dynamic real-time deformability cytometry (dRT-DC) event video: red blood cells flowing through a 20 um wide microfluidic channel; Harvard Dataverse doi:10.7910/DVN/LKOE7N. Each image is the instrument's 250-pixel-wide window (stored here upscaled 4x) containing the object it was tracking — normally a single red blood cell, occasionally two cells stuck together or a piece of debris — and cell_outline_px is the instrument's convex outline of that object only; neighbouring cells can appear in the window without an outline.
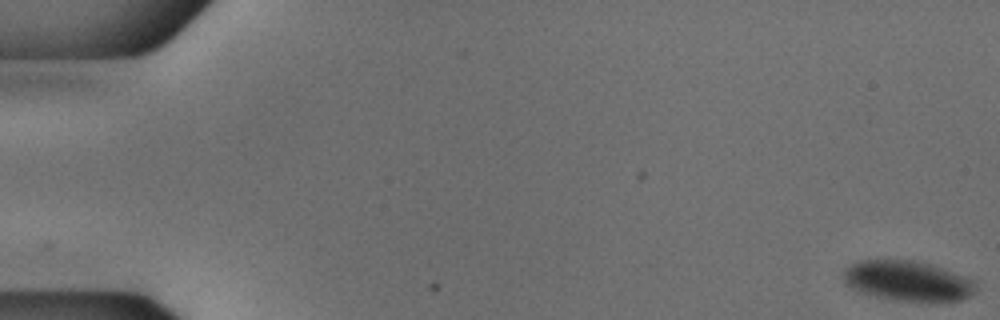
{"species": "common noctule bat (a hibernating species)", "species_latin": "Nyctalus noctula", "temperature_condition": "cold", "stored_images_in_passage": 55, "camera_frame_rate_fps": 3000, "um_per_image_px": 0.085, "animal": {"sex": "male", "body_mass_g": 18.8}, "frame": {"image": 1, "passage_image": 1, "time_ms": 0.0, "image_size_px": [1000, 320], "cell_outline_px": [[972, 292], [968, 296], [960, 300], [940, 304], [900, 300], [876, 296], [860, 292], [844, 284], [844, 268], [860, 260], [912, 260], [928, 264], [952, 272], [972, 280]], "centroid_in_image_um": [77.1, 23.9], "position_along_channel_um": 7.9, "area_um2": 30.75}}
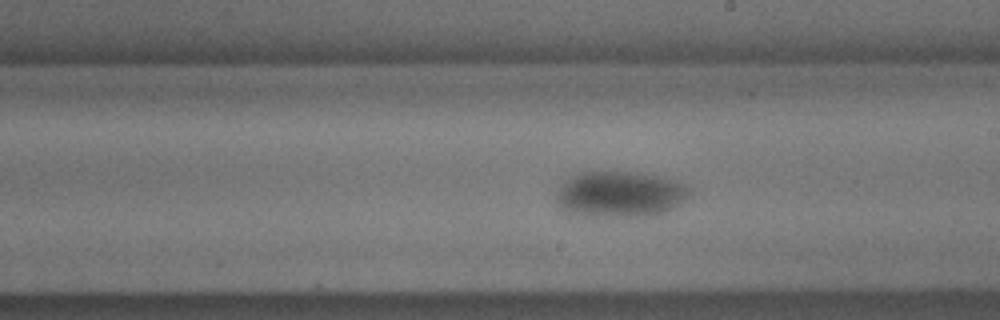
{"frame": {"image": 2, "passage_image": 32, "time_ms": 10.333, "image_size_px": [1000, 320], "cell_outline_px": [[692, 192], [684, 200], [664, 212], [648, 216], [584, 216], [560, 208], [556, 204], [556, 196], [560, 184], [564, 180], [580, 172], [636, 172], [660, 176], [684, 184]], "centroid_in_image_um": [52.66, 16.5], "position_along_channel_um": 236.3, "area_um2": 35.49}}
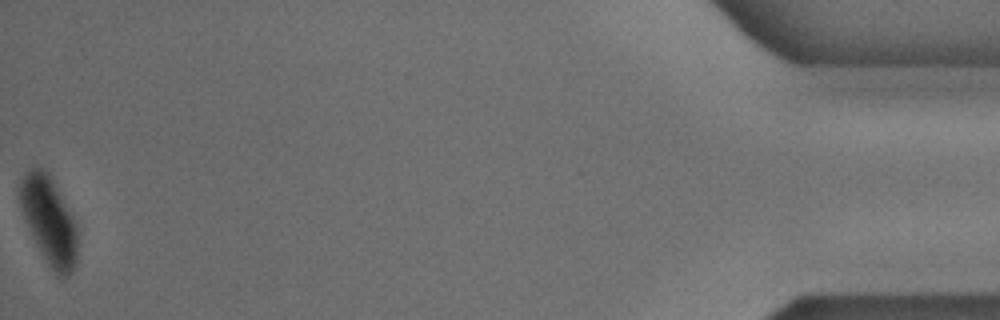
{"frame": {"image": 3, "passage_image": 55, "time_ms": 18.0, "image_size_px": [1000, 320], "cell_outline_px": [[80, 232], [76, 264], [72, 272], [68, 276], [60, 280], [56, 276], [48, 264], [36, 244], [24, 220], [20, 208], [16, 192], [24, 172], [32, 168], [44, 168], [48, 172], [72, 216]], "centroid_in_image_um": [4.17, 18.79], "position_along_channel_um": 431.0, "area_um2": 30.23}}